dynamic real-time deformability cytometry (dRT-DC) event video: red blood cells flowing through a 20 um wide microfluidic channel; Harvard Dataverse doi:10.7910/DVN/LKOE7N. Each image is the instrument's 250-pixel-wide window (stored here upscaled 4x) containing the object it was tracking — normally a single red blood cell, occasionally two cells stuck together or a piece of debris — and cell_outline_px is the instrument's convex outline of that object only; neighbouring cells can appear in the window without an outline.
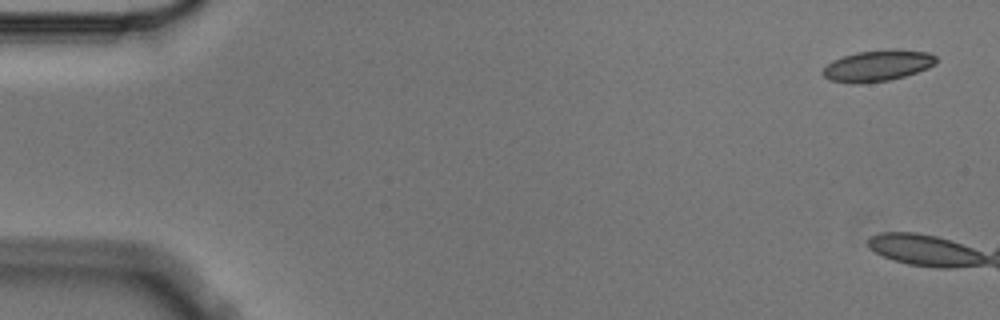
{"species": "Egyptian fruit bat (a non-hibernating species)", "species_latin": "Rousettus aegyptiacus", "temperature_condition": "cold", "stored_images_in_passage": 3, "camera_frame_rate_fps": 3000, "um_per_image_px": 0.085, "animal": {"sex": "male"}, "frame": {"image": 1, "passage_image": 1, "time_ms": 0.0, "image_size_px": [1000, 320], "cell_outline_px": [[936, 64], [928, 68], [904, 76], [888, 80], [860, 84], [852, 84], [828, 80], [820, 72], [832, 60], [856, 52], [896, 48], [928, 52], [936, 56]], "centroid_in_image_um": [74.58, 5.58], "position_along_channel_um": 10.4, "area_um2": 20.81}}